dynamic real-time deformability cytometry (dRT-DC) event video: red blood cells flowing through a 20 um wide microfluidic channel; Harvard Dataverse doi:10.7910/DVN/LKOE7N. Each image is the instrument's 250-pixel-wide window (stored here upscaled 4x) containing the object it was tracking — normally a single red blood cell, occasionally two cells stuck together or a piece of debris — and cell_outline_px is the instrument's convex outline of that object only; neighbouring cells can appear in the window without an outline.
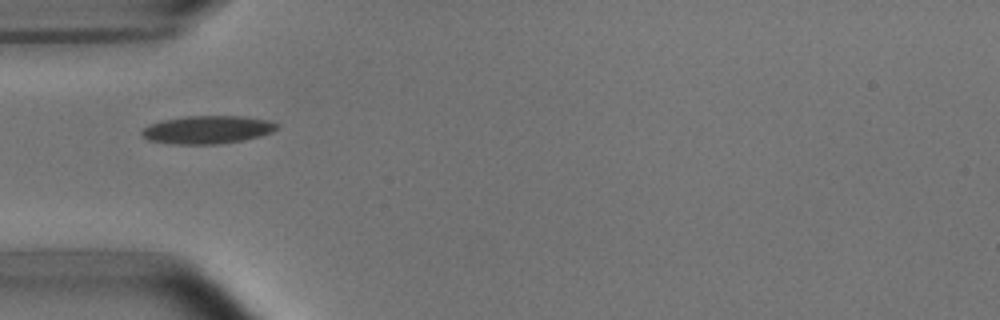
{"species": "common noctule bat (a hibernating species)", "species_latin": "Nyctalus noctula", "temperature_condition": "room temperature", "stored_images_in_passage": 3, "camera_frame_rate_fps": 3000, "um_per_image_px": 0.085, "animal": {"sex": "male", "body_mass_g": 15.6}, "frame": {"image": 1, "passage_image": 1, "time_ms": 0.0, "image_size_px": [1000, 320], "cell_outline_px": [[276, 128], [272, 132], [260, 136], [244, 140], [216, 144], [172, 144], [148, 140], [140, 132], [148, 124], [164, 120], [184, 116], [244, 116], [268, 120], [276, 124]], "centroid_in_image_um": [17.6, 11.02], "position_along_channel_um": 67.4, "area_um2": 21.96}}
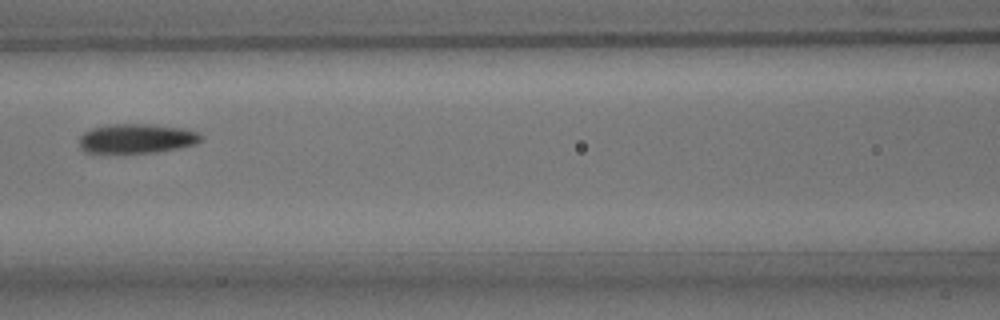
{"frame": {"image": 2, "passage_image": 3, "time_ms": 2.333, "image_size_px": [1000, 320], "cell_outline_px": [[204, 136], [196, 144], [156, 152], [88, 152], [80, 148], [80, 136], [84, 132], [92, 128], [112, 124], [152, 124], [184, 128], [200, 132]], "centroid_in_image_um": [11.66, 11.75], "position_along_channel_um": 154.9, "area_um2": 20.75}}